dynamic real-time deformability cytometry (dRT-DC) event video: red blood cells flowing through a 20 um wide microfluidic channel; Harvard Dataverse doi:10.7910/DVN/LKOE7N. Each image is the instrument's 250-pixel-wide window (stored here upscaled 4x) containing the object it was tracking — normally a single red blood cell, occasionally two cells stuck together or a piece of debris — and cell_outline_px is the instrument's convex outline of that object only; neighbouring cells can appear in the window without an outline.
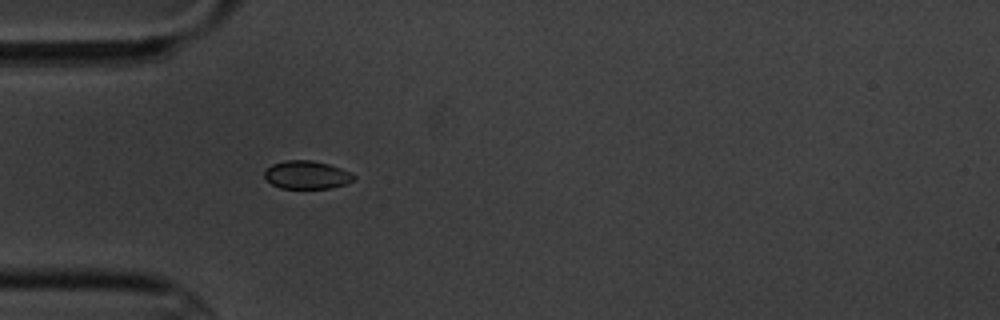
{"species": "common noctule bat (a hibernating species)", "species_latin": "Nyctalus noctula", "temperature_condition": "cold", "stored_images_in_passage": 1, "camera_frame_rate_fps": 3000, "um_per_image_px": 0.085, "animal": {"sex": "male", "body_mass_g": 20.1, "forearm_length_mm": 53.5}, "frame": {"image": 1, "passage_image": 1, "time_ms": 0.0, "image_size_px": [1000, 320], "cell_outline_px": [[356, 176], [352, 180], [344, 184], [328, 188], [280, 188], [272, 184], [264, 176], [264, 172], [272, 164], [284, 160], [312, 160], [328, 164], [352, 172]], "centroid_in_image_um": [26.07, 14.85], "position_along_channel_um": 58.9, "area_um2": 14.51}}